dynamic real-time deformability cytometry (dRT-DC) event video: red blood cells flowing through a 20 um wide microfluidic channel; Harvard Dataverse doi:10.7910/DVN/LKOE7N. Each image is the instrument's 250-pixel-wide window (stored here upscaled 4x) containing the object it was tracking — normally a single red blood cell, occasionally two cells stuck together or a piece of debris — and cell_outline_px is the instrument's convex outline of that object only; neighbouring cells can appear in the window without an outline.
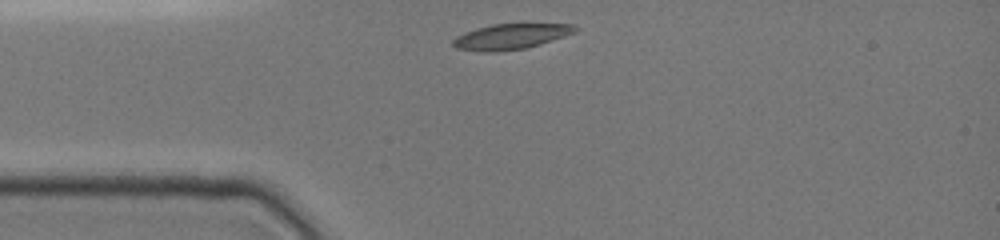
{"species": "common noctule bat (a hibernating species)", "species_latin": "Nyctalus noctula", "temperature_condition": "cold", "stored_images_in_passage": 36, "camera_frame_rate_fps": 3000, "um_per_image_px": 0.085, "animal": {"sex": "female", "body_mass_g": 19.0, "forearm_length_mm": 51.5}, "frame": {"image": 1, "passage_image": 1, "time_ms": 0.0, "image_size_px": [1000, 240], "cell_outline_px": [[580, 28], [576, 32], [540, 44], [524, 48], [496, 52], [484, 52], [456, 48], [452, 44], [452, 40], [456, 36], [464, 32], [476, 28], [492, 24], [576, 24]], "centroid_in_image_um": [43.41, 3.1], "position_along_channel_um": 41.6, "area_um2": 18.15}}
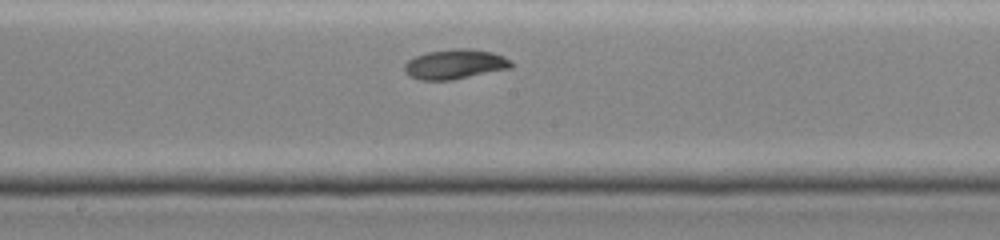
{"frame": {"image": 2, "passage_image": 19, "time_ms": 4.667, "image_size_px": [1000, 240], "cell_outline_px": [[512, 68], [452, 80], [420, 80], [408, 76], [404, 72], [404, 64], [408, 60], [416, 56], [428, 52], [456, 48], [468, 48], [492, 52], [504, 56], [512, 64]], "centroid_in_image_um": [38.65, 5.46], "position_along_channel_um": 209.6, "area_um2": 18.55}}
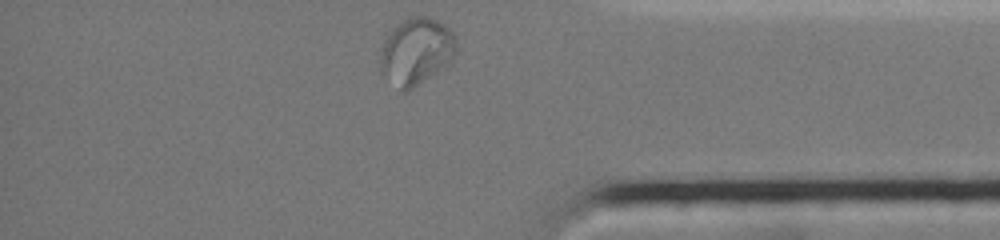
{"frame": {"image": 3, "passage_image": 36, "time_ms": 9.667, "image_size_px": [1000, 240], "cell_outline_px": [[456, 52], [452, 60], [408, 92], [404, 92], [380, 72], [380, 48], [384, 40], [392, 28], [396, 24], [408, 16], [428, 16], [444, 24], [456, 36]], "centroid_in_image_um": [35.36, 4.33], "position_along_channel_um": 399.8, "area_um2": 29.71}, "authors_computed_cell_mechanics": {"area_um2": 17.7157, "velocity_mm_per_s": 3.9434, "shape_relaxation_time_tau1_ms": null, "shape_relaxation_time_tau2_ms": 3.3013, "deformation_change_tau1": null, "deformation_change_tau2": 0.0563}}